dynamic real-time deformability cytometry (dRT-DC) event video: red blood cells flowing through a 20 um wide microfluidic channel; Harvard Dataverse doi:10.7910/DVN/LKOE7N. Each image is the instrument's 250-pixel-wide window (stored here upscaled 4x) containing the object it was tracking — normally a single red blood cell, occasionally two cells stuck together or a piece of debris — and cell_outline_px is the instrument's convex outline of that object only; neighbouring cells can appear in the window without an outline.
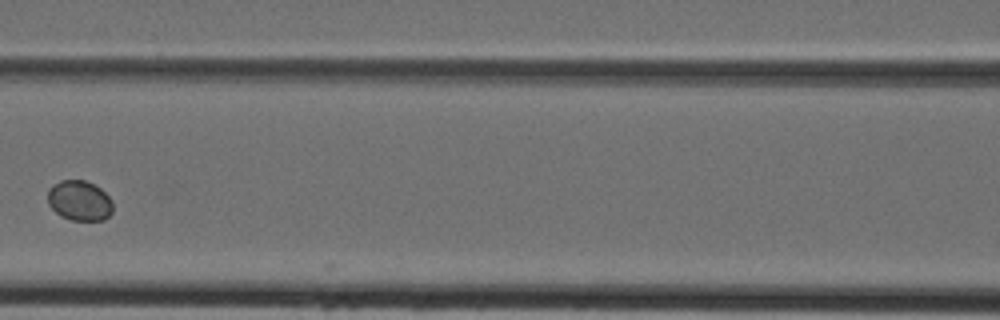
{"species": "Egyptian fruit bat (a non-hibernating species)", "species_latin": "Rousettus aegyptiacus", "temperature_condition": "cold", "stored_images_in_passage": 4, "camera_frame_rate_fps": 3000, "um_per_image_px": 0.085, "animal": {"sex": "female"}, "frame": {"image": 1, "passage_image": 3, "time_ms": 0.667, "image_size_px": [1000, 320], "cell_outline_px": [[112, 212], [104, 220], [72, 220], [60, 216], [48, 204], [48, 188], [60, 180], [84, 180], [96, 184], [112, 200]], "centroid_in_image_um": [6.75, 17.04], "position_along_channel_um": 159.8, "area_um2": 15.32}}